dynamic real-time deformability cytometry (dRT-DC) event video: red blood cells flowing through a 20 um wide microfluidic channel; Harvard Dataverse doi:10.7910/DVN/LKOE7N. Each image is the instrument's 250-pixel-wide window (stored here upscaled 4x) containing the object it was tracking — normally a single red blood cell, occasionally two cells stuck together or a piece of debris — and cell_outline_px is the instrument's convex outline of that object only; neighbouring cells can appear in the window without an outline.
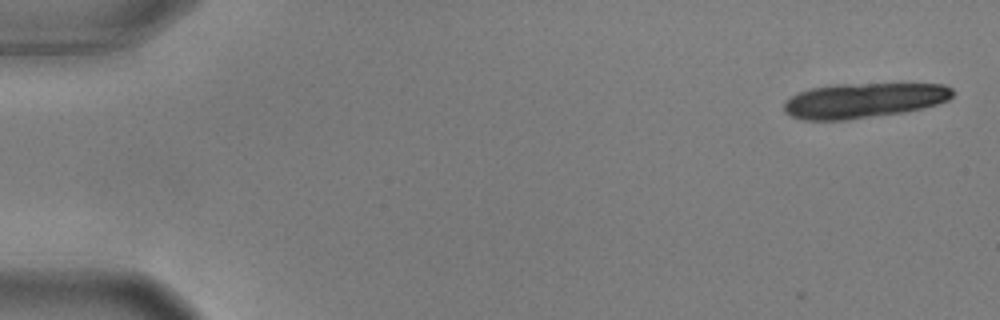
{"species": "common noctule bat (a hibernating species)", "species_latin": "Nyctalus noctula", "temperature_condition": "warm", "stored_images_in_passage": 6, "camera_frame_rate_fps": 3000, "um_per_image_px": 0.085, "animal": {"sex": "male", "body_mass_g": 17.9, "forearm_length_mm": 54.2}, "frame": {"image": 1, "passage_image": 2, "time_ms": 0.333, "image_size_px": [1000, 320], "cell_outline_px": [[952, 96], [948, 100], [924, 108], [904, 112], [848, 120], [804, 120], [792, 116], [784, 112], [784, 104], [792, 96], [800, 92], [812, 88], [836, 84], [944, 84], [952, 88]], "centroid_in_image_um": [73.43, 8.54], "position_along_channel_um": 11.6, "area_um2": 34.22}}